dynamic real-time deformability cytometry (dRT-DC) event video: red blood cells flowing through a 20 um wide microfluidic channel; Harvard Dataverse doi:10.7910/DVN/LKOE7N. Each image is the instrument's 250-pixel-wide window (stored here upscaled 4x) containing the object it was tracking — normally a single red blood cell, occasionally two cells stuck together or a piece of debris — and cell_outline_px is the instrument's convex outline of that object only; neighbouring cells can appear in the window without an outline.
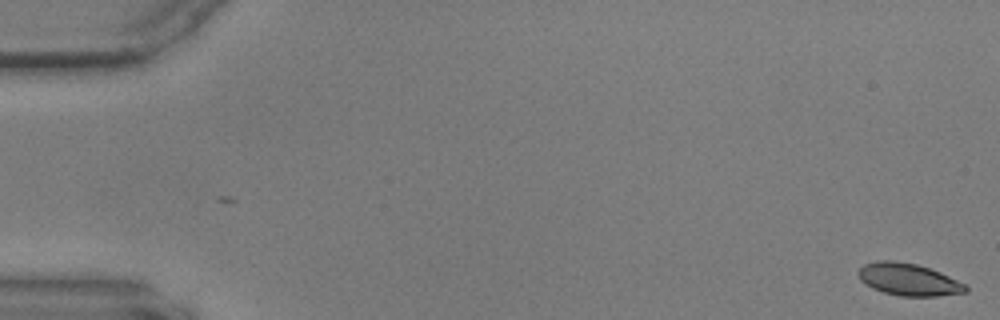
{"species": "common noctule bat (a hibernating species)", "species_latin": "Nyctalus noctula", "temperature_condition": "warm", "stored_images_in_passage": 3, "camera_frame_rate_fps": 3000, "um_per_image_px": 0.085, "animal": {"sex": "male", "body_mass_g": 17.9, "forearm_length_mm": 54.2}, "frame": {"image": 1, "passage_image": 3, "time_ms": 0.667, "image_size_px": [1000, 320], "cell_outline_px": [[968, 292], [936, 296], [900, 296], [884, 292], [872, 288], [860, 280], [856, 272], [864, 264], [880, 260], [896, 260], [916, 264], [940, 272], [964, 284], [968, 288]], "centroid_in_image_um": [77.19, 23.75], "position_along_channel_um": 7.8, "area_um2": 20.06}}